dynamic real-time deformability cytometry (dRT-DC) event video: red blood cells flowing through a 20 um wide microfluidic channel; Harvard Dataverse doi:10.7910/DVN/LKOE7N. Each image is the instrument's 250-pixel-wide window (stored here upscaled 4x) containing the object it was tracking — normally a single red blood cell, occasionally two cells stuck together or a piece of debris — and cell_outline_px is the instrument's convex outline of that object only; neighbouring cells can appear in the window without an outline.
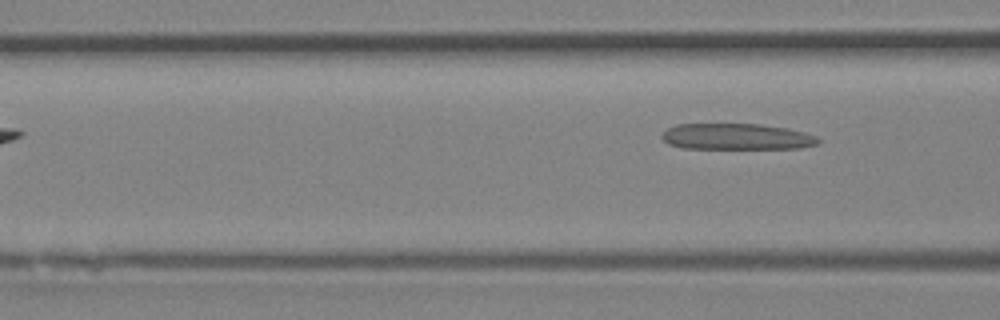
{"species": "Egyptian fruit bat (a non-hibernating species)", "species_latin": "Rousettus aegyptiacus", "temperature_condition": "room temperature", "stored_images_in_passage": 6, "segment_of_instrument_passage": [2, 2], "camera_frame_rate_fps": 3000, "um_per_image_px": 0.085, "animal": {"sex": "female"}, "frame": {"image": 1, "passage_image": 6, "time_ms": 1.667, "image_size_px": [1000, 320], "cell_outline_px": [[820, 144], [800, 148], [684, 148], [668, 144], [660, 136], [668, 128], [676, 124], [760, 124], [788, 128], [804, 132], [816, 136], [820, 140]], "centroid_in_image_um": [62.63, 11.61], "position_along_channel_um": 104.0, "area_um2": 23.81}}